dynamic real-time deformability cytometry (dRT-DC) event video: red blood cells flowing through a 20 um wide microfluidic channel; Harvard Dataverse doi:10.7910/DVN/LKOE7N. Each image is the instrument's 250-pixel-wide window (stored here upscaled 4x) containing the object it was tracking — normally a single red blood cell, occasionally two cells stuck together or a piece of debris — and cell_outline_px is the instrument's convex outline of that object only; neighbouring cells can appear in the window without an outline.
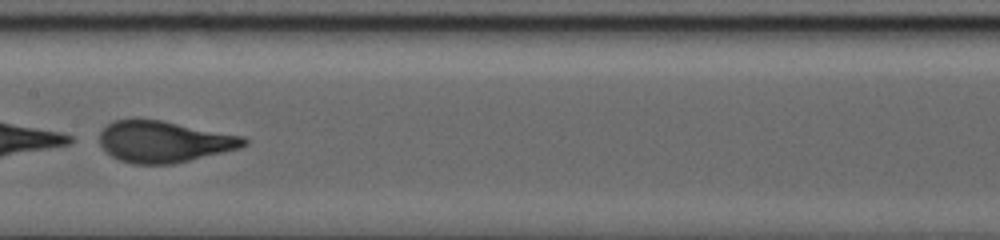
{"species": "human", "species_latin": "Homo sapiens", "temperature_condition": "warm", "stored_images_in_passage": 43, "segment_of_instrument_passage": [2, 2], "camera_frame_rate_fps": 3000, "um_per_image_px": 0.085, "donor": {"sex": "male"}, "frame": {"image": 1, "passage_image": 19, "time_ms": 11.667, "image_size_px": [1000, 240], "cell_outline_px": [[248, 144], [240, 148], [172, 164], [132, 164], [120, 160], [112, 156], [100, 144], [100, 132], [112, 120], [136, 116], [160, 120], [244, 136], [248, 140]], "centroid_in_image_um": [13.91, 12.01], "position_along_channel_um": 193.5, "area_um2": 35.14}}
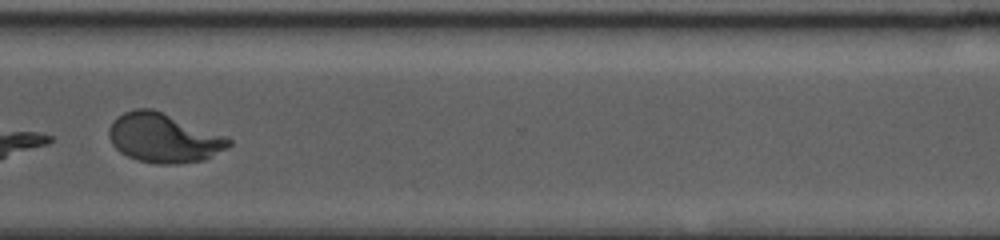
{"frame": {"image": 2, "passage_image": 32, "time_ms": 18.667, "image_size_px": [1000, 240], "cell_outline_px": [[232, 144], [228, 148], [204, 160], [176, 164], [156, 164], [136, 160], [120, 152], [112, 144], [108, 136], [108, 128], [112, 120], [124, 112], [136, 108], [152, 108], [228, 136], [232, 140]], "centroid_in_image_um": [13.92, 11.72], "position_along_channel_um": 356.7, "area_um2": 34.8}}